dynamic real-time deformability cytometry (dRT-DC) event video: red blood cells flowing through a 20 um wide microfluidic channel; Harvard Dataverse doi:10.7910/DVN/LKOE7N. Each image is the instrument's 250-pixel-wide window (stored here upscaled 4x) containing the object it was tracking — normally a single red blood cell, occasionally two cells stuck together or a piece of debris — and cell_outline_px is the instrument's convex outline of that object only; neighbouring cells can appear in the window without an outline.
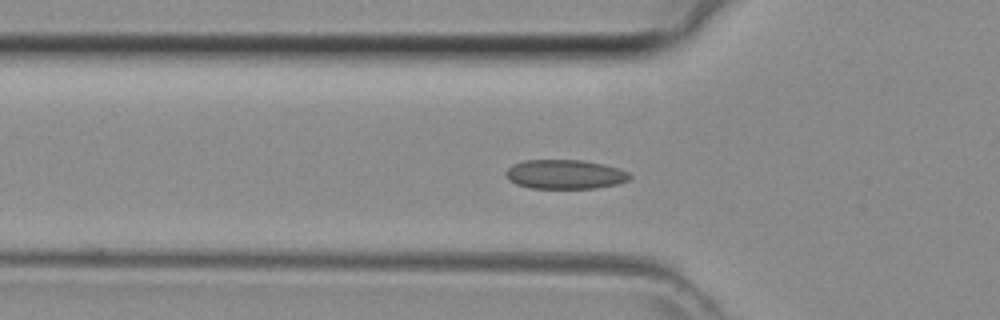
{"species": "common noctule bat (a hibernating species)", "species_latin": "Nyctalus noctula", "temperature_condition": "room temperature", "stored_images_in_passage": 46, "camera_frame_rate_fps": 3000, "um_per_image_px": 0.085, "animal": {"sex": "female", "body_mass_g": 29.2, "forearm_length_mm": 56.3}, "frame": {"image": 1, "passage_image": 15, "time_ms": 4.667, "image_size_px": [1000, 320], "cell_outline_px": [[632, 176], [628, 180], [620, 184], [596, 188], [532, 188], [516, 184], [508, 180], [504, 172], [512, 164], [524, 160], [584, 160], [604, 164], [620, 168], [628, 172]], "centroid_in_image_um": [48.04, 14.81], "position_along_channel_um": 77.8, "area_um2": 21.39}}
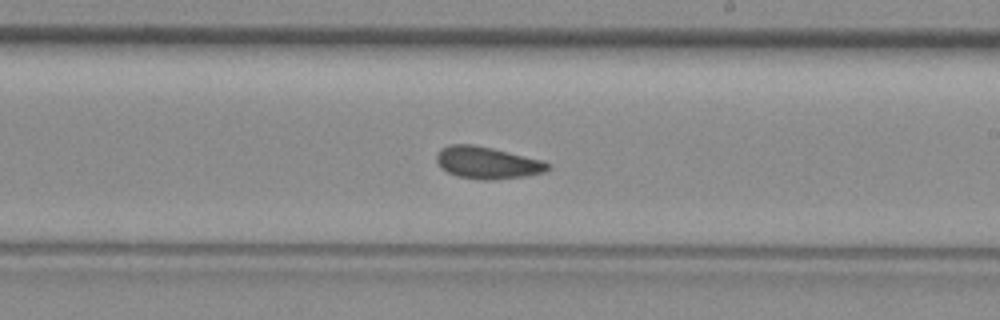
{"frame": {"image": 2, "passage_image": 26, "time_ms": 8.333, "image_size_px": [1000, 320], "cell_outline_px": [[552, 168], [544, 172], [524, 176], [492, 180], [484, 180], [456, 176], [448, 172], [436, 160], [436, 152], [440, 148], [452, 144], [472, 144], [492, 148], [544, 160], [552, 164]], "centroid_in_image_um": [41.46, 13.82], "position_along_channel_um": 247.5, "area_um2": 20.87}}
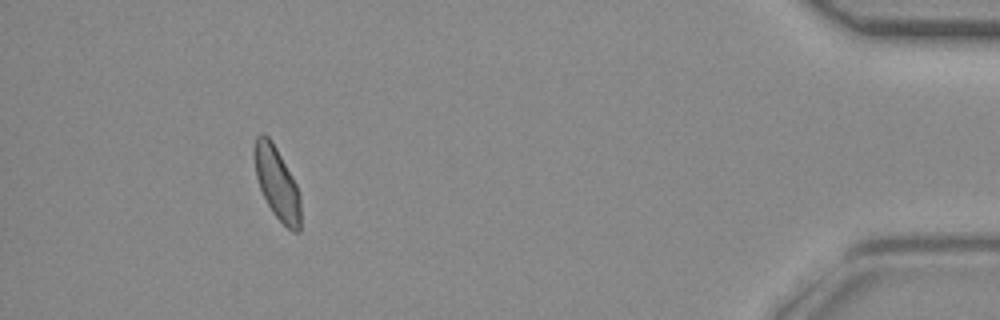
{"frame": {"image": 3, "passage_image": 41, "time_ms": 13.333, "image_size_px": [1000, 320], "cell_outline_px": [[300, 232], [292, 232], [272, 212], [260, 188], [256, 176], [252, 152], [252, 148], [256, 136], [260, 132], [264, 132], [268, 136], [276, 148], [296, 184], [300, 192]], "centroid_in_image_um": [23.51, 15.52], "position_along_channel_um": 411.7, "area_um2": 19.54}}